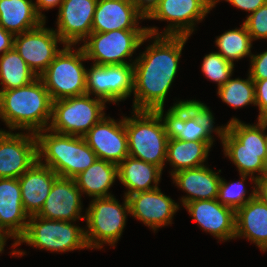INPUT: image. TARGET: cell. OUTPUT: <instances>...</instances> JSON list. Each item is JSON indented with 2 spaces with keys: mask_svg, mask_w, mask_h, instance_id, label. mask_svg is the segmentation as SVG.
Segmentation results:
<instances>
[{
  "mask_svg": "<svg viewBox=\"0 0 267 267\" xmlns=\"http://www.w3.org/2000/svg\"><path fill=\"white\" fill-rule=\"evenodd\" d=\"M151 45L135 60L133 110L155 111L164 107L178 71V62L187 36L151 35Z\"/></svg>",
  "mask_w": 267,
  "mask_h": 267,
  "instance_id": "6da1fadb",
  "label": "cell"
},
{
  "mask_svg": "<svg viewBox=\"0 0 267 267\" xmlns=\"http://www.w3.org/2000/svg\"><path fill=\"white\" fill-rule=\"evenodd\" d=\"M52 103L48 90L38 77L26 86L0 90V119L9 130L36 134L48 128Z\"/></svg>",
  "mask_w": 267,
  "mask_h": 267,
  "instance_id": "7a4b0ae2",
  "label": "cell"
},
{
  "mask_svg": "<svg viewBox=\"0 0 267 267\" xmlns=\"http://www.w3.org/2000/svg\"><path fill=\"white\" fill-rule=\"evenodd\" d=\"M258 121L257 124H246L232 118L222 126L219 138L224 155L238 168L239 174L251 176L249 179L256 185V179L266 174L267 134ZM254 173H259L254 177Z\"/></svg>",
  "mask_w": 267,
  "mask_h": 267,
  "instance_id": "3957f363",
  "label": "cell"
},
{
  "mask_svg": "<svg viewBox=\"0 0 267 267\" xmlns=\"http://www.w3.org/2000/svg\"><path fill=\"white\" fill-rule=\"evenodd\" d=\"M36 138L38 161L59 177L74 178L98 159L83 137L61 134L47 128L38 131Z\"/></svg>",
  "mask_w": 267,
  "mask_h": 267,
  "instance_id": "277c9868",
  "label": "cell"
},
{
  "mask_svg": "<svg viewBox=\"0 0 267 267\" xmlns=\"http://www.w3.org/2000/svg\"><path fill=\"white\" fill-rule=\"evenodd\" d=\"M155 111L162 119L168 139L204 141L211 147L214 142L211 134L214 131L219 137L222 128L213 126V113L206 104L198 100H180L165 115L164 107Z\"/></svg>",
  "mask_w": 267,
  "mask_h": 267,
  "instance_id": "5b68a950",
  "label": "cell"
},
{
  "mask_svg": "<svg viewBox=\"0 0 267 267\" xmlns=\"http://www.w3.org/2000/svg\"><path fill=\"white\" fill-rule=\"evenodd\" d=\"M131 117L124 116L129 156L154 164L162 170L166 162L168 136L156 111L133 110Z\"/></svg>",
  "mask_w": 267,
  "mask_h": 267,
  "instance_id": "8992f818",
  "label": "cell"
},
{
  "mask_svg": "<svg viewBox=\"0 0 267 267\" xmlns=\"http://www.w3.org/2000/svg\"><path fill=\"white\" fill-rule=\"evenodd\" d=\"M63 46L39 76L53 101L86 94L87 68L82 64L87 61L85 52L81 46L77 50L74 45Z\"/></svg>",
  "mask_w": 267,
  "mask_h": 267,
  "instance_id": "52a82bcc",
  "label": "cell"
},
{
  "mask_svg": "<svg viewBox=\"0 0 267 267\" xmlns=\"http://www.w3.org/2000/svg\"><path fill=\"white\" fill-rule=\"evenodd\" d=\"M127 214L130 215V207L126 196L122 205L114 195L93 198L85 213L88 247L101 249L103 244L115 247L126 225Z\"/></svg>",
  "mask_w": 267,
  "mask_h": 267,
  "instance_id": "ba28073f",
  "label": "cell"
},
{
  "mask_svg": "<svg viewBox=\"0 0 267 267\" xmlns=\"http://www.w3.org/2000/svg\"><path fill=\"white\" fill-rule=\"evenodd\" d=\"M71 223L64 220H49L37 215L30 216L24 234L12 246L15 248L25 242L33 248L61 253L89 249L85 229Z\"/></svg>",
  "mask_w": 267,
  "mask_h": 267,
  "instance_id": "9c48e42d",
  "label": "cell"
},
{
  "mask_svg": "<svg viewBox=\"0 0 267 267\" xmlns=\"http://www.w3.org/2000/svg\"><path fill=\"white\" fill-rule=\"evenodd\" d=\"M106 102L91 98L89 94L53 101L51 121L48 126L61 134L83 137L96 123L105 117Z\"/></svg>",
  "mask_w": 267,
  "mask_h": 267,
  "instance_id": "30bf717a",
  "label": "cell"
},
{
  "mask_svg": "<svg viewBox=\"0 0 267 267\" xmlns=\"http://www.w3.org/2000/svg\"><path fill=\"white\" fill-rule=\"evenodd\" d=\"M149 38L151 34H148L147 30L91 32L81 47L87 60H93L95 65L133 64L125 59L132 57Z\"/></svg>",
  "mask_w": 267,
  "mask_h": 267,
  "instance_id": "8fae6325",
  "label": "cell"
},
{
  "mask_svg": "<svg viewBox=\"0 0 267 267\" xmlns=\"http://www.w3.org/2000/svg\"><path fill=\"white\" fill-rule=\"evenodd\" d=\"M212 8L214 0H159L146 19L165 20L170 23L164 32H159L156 27H146L147 33L190 37L195 30V22L202 21Z\"/></svg>",
  "mask_w": 267,
  "mask_h": 267,
  "instance_id": "7c38bea8",
  "label": "cell"
},
{
  "mask_svg": "<svg viewBox=\"0 0 267 267\" xmlns=\"http://www.w3.org/2000/svg\"><path fill=\"white\" fill-rule=\"evenodd\" d=\"M133 78V64H93L86 74V94H93L105 102L126 100L133 92Z\"/></svg>",
  "mask_w": 267,
  "mask_h": 267,
  "instance_id": "4fadbf2b",
  "label": "cell"
},
{
  "mask_svg": "<svg viewBox=\"0 0 267 267\" xmlns=\"http://www.w3.org/2000/svg\"><path fill=\"white\" fill-rule=\"evenodd\" d=\"M45 23L33 30L14 35L13 47L37 77L61 51L57 48L58 42L64 44L55 30L45 28Z\"/></svg>",
  "mask_w": 267,
  "mask_h": 267,
  "instance_id": "5bb4252c",
  "label": "cell"
},
{
  "mask_svg": "<svg viewBox=\"0 0 267 267\" xmlns=\"http://www.w3.org/2000/svg\"><path fill=\"white\" fill-rule=\"evenodd\" d=\"M37 160L35 133L0 131V178H19Z\"/></svg>",
  "mask_w": 267,
  "mask_h": 267,
  "instance_id": "9a60e30c",
  "label": "cell"
},
{
  "mask_svg": "<svg viewBox=\"0 0 267 267\" xmlns=\"http://www.w3.org/2000/svg\"><path fill=\"white\" fill-rule=\"evenodd\" d=\"M83 138L98 159L119 165L129 156L124 117L115 121L105 116Z\"/></svg>",
  "mask_w": 267,
  "mask_h": 267,
  "instance_id": "2e32d148",
  "label": "cell"
},
{
  "mask_svg": "<svg viewBox=\"0 0 267 267\" xmlns=\"http://www.w3.org/2000/svg\"><path fill=\"white\" fill-rule=\"evenodd\" d=\"M98 0H63L58 9L55 32L64 45L84 41L92 30V21Z\"/></svg>",
  "mask_w": 267,
  "mask_h": 267,
  "instance_id": "e0dca14e",
  "label": "cell"
},
{
  "mask_svg": "<svg viewBox=\"0 0 267 267\" xmlns=\"http://www.w3.org/2000/svg\"><path fill=\"white\" fill-rule=\"evenodd\" d=\"M130 214L137 220L142 221L154 232L172 223V218L180 208L172 198L164 195L160 188L137 192L128 197Z\"/></svg>",
  "mask_w": 267,
  "mask_h": 267,
  "instance_id": "ac0fdd59",
  "label": "cell"
},
{
  "mask_svg": "<svg viewBox=\"0 0 267 267\" xmlns=\"http://www.w3.org/2000/svg\"><path fill=\"white\" fill-rule=\"evenodd\" d=\"M81 196L74 178L58 177L37 216L71 222L85 219V215L81 216L83 209Z\"/></svg>",
  "mask_w": 267,
  "mask_h": 267,
  "instance_id": "d6986e66",
  "label": "cell"
},
{
  "mask_svg": "<svg viewBox=\"0 0 267 267\" xmlns=\"http://www.w3.org/2000/svg\"><path fill=\"white\" fill-rule=\"evenodd\" d=\"M193 221L220 241L235 239V210L217 199L190 201L184 205Z\"/></svg>",
  "mask_w": 267,
  "mask_h": 267,
  "instance_id": "ffe728a7",
  "label": "cell"
},
{
  "mask_svg": "<svg viewBox=\"0 0 267 267\" xmlns=\"http://www.w3.org/2000/svg\"><path fill=\"white\" fill-rule=\"evenodd\" d=\"M142 19L146 17L131 0H98L91 32L147 30L146 27H139L138 21Z\"/></svg>",
  "mask_w": 267,
  "mask_h": 267,
  "instance_id": "44dd1931",
  "label": "cell"
},
{
  "mask_svg": "<svg viewBox=\"0 0 267 267\" xmlns=\"http://www.w3.org/2000/svg\"><path fill=\"white\" fill-rule=\"evenodd\" d=\"M28 221L18 178H0V229L16 243L24 234Z\"/></svg>",
  "mask_w": 267,
  "mask_h": 267,
  "instance_id": "7402d4cb",
  "label": "cell"
},
{
  "mask_svg": "<svg viewBox=\"0 0 267 267\" xmlns=\"http://www.w3.org/2000/svg\"><path fill=\"white\" fill-rule=\"evenodd\" d=\"M59 176L38 160L18 180L21 188L22 205L30 216L42 209L54 181Z\"/></svg>",
  "mask_w": 267,
  "mask_h": 267,
  "instance_id": "603a6c76",
  "label": "cell"
},
{
  "mask_svg": "<svg viewBox=\"0 0 267 267\" xmlns=\"http://www.w3.org/2000/svg\"><path fill=\"white\" fill-rule=\"evenodd\" d=\"M203 165L172 174L173 183L187 193L181 197L182 206L190 201L217 199L221 176Z\"/></svg>",
  "mask_w": 267,
  "mask_h": 267,
  "instance_id": "cb8c5ba5",
  "label": "cell"
},
{
  "mask_svg": "<svg viewBox=\"0 0 267 267\" xmlns=\"http://www.w3.org/2000/svg\"><path fill=\"white\" fill-rule=\"evenodd\" d=\"M244 237L267 251V205L254 196L235 211V238Z\"/></svg>",
  "mask_w": 267,
  "mask_h": 267,
  "instance_id": "d4e9b609",
  "label": "cell"
},
{
  "mask_svg": "<svg viewBox=\"0 0 267 267\" xmlns=\"http://www.w3.org/2000/svg\"><path fill=\"white\" fill-rule=\"evenodd\" d=\"M161 175L160 167L130 156L118 165V180L127 188L126 197L159 188Z\"/></svg>",
  "mask_w": 267,
  "mask_h": 267,
  "instance_id": "484cf974",
  "label": "cell"
},
{
  "mask_svg": "<svg viewBox=\"0 0 267 267\" xmlns=\"http://www.w3.org/2000/svg\"><path fill=\"white\" fill-rule=\"evenodd\" d=\"M118 179V165L97 159L89 168L74 177L81 194L92 198L110 197L109 189Z\"/></svg>",
  "mask_w": 267,
  "mask_h": 267,
  "instance_id": "4316f807",
  "label": "cell"
},
{
  "mask_svg": "<svg viewBox=\"0 0 267 267\" xmlns=\"http://www.w3.org/2000/svg\"><path fill=\"white\" fill-rule=\"evenodd\" d=\"M43 22L32 0H0V25L13 35L33 30Z\"/></svg>",
  "mask_w": 267,
  "mask_h": 267,
  "instance_id": "83f0119b",
  "label": "cell"
},
{
  "mask_svg": "<svg viewBox=\"0 0 267 267\" xmlns=\"http://www.w3.org/2000/svg\"><path fill=\"white\" fill-rule=\"evenodd\" d=\"M210 146L204 141H183L168 139L166 162H170L172 174L190 168L204 165L208 158Z\"/></svg>",
  "mask_w": 267,
  "mask_h": 267,
  "instance_id": "f1b7e54d",
  "label": "cell"
},
{
  "mask_svg": "<svg viewBox=\"0 0 267 267\" xmlns=\"http://www.w3.org/2000/svg\"><path fill=\"white\" fill-rule=\"evenodd\" d=\"M37 78L14 47L0 55V90L23 87Z\"/></svg>",
  "mask_w": 267,
  "mask_h": 267,
  "instance_id": "f546056e",
  "label": "cell"
},
{
  "mask_svg": "<svg viewBox=\"0 0 267 267\" xmlns=\"http://www.w3.org/2000/svg\"><path fill=\"white\" fill-rule=\"evenodd\" d=\"M220 53L227 61H234L244 57H251L252 38L243 23L241 27L225 31L215 40Z\"/></svg>",
  "mask_w": 267,
  "mask_h": 267,
  "instance_id": "4dcf8cb0",
  "label": "cell"
},
{
  "mask_svg": "<svg viewBox=\"0 0 267 267\" xmlns=\"http://www.w3.org/2000/svg\"><path fill=\"white\" fill-rule=\"evenodd\" d=\"M217 94L222 102L234 109L242 108L249 104H255V85L250 75L247 79H229L225 84L217 88Z\"/></svg>",
  "mask_w": 267,
  "mask_h": 267,
  "instance_id": "1f68e13d",
  "label": "cell"
},
{
  "mask_svg": "<svg viewBox=\"0 0 267 267\" xmlns=\"http://www.w3.org/2000/svg\"><path fill=\"white\" fill-rule=\"evenodd\" d=\"M240 181L228 183L221 177L219 183V190L217 195V201L222 205L228 206L235 211L244 206L250 199L256 195V185L253 187V191L246 197L247 190L245 189L244 182L247 179L246 174H240Z\"/></svg>",
  "mask_w": 267,
  "mask_h": 267,
  "instance_id": "d6a6232c",
  "label": "cell"
},
{
  "mask_svg": "<svg viewBox=\"0 0 267 267\" xmlns=\"http://www.w3.org/2000/svg\"><path fill=\"white\" fill-rule=\"evenodd\" d=\"M202 72L207 79L216 82L218 88L232 76L234 64L227 61L220 53L211 52L203 58Z\"/></svg>",
  "mask_w": 267,
  "mask_h": 267,
  "instance_id": "836d02e7",
  "label": "cell"
},
{
  "mask_svg": "<svg viewBox=\"0 0 267 267\" xmlns=\"http://www.w3.org/2000/svg\"><path fill=\"white\" fill-rule=\"evenodd\" d=\"M250 34L252 41L267 39V2L255 12L246 17L243 22Z\"/></svg>",
  "mask_w": 267,
  "mask_h": 267,
  "instance_id": "e575fe53",
  "label": "cell"
},
{
  "mask_svg": "<svg viewBox=\"0 0 267 267\" xmlns=\"http://www.w3.org/2000/svg\"><path fill=\"white\" fill-rule=\"evenodd\" d=\"M249 75L253 81L267 79V51L250 57Z\"/></svg>",
  "mask_w": 267,
  "mask_h": 267,
  "instance_id": "d590c367",
  "label": "cell"
},
{
  "mask_svg": "<svg viewBox=\"0 0 267 267\" xmlns=\"http://www.w3.org/2000/svg\"><path fill=\"white\" fill-rule=\"evenodd\" d=\"M255 85V104L259 107L257 119L267 111V79L253 81Z\"/></svg>",
  "mask_w": 267,
  "mask_h": 267,
  "instance_id": "8d00e7d4",
  "label": "cell"
},
{
  "mask_svg": "<svg viewBox=\"0 0 267 267\" xmlns=\"http://www.w3.org/2000/svg\"><path fill=\"white\" fill-rule=\"evenodd\" d=\"M219 1L220 0H214V7ZM225 1L229 2L236 8L249 12V14L250 13L252 14L267 2V0H225Z\"/></svg>",
  "mask_w": 267,
  "mask_h": 267,
  "instance_id": "74e56055",
  "label": "cell"
},
{
  "mask_svg": "<svg viewBox=\"0 0 267 267\" xmlns=\"http://www.w3.org/2000/svg\"><path fill=\"white\" fill-rule=\"evenodd\" d=\"M14 45V35L11 32L6 31L0 25V54H4L13 48Z\"/></svg>",
  "mask_w": 267,
  "mask_h": 267,
  "instance_id": "f35d334b",
  "label": "cell"
},
{
  "mask_svg": "<svg viewBox=\"0 0 267 267\" xmlns=\"http://www.w3.org/2000/svg\"><path fill=\"white\" fill-rule=\"evenodd\" d=\"M62 2L63 0H36L34 6L37 14L45 21L46 16L42 14V10H49L57 6L60 8Z\"/></svg>",
  "mask_w": 267,
  "mask_h": 267,
  "instance_id": "ab89813d",
  "label": "cell"
},
{
  "mask_svg": "<svg viewBox=\"0 0 267 267\" xmlns=\"http://www.w3.org/2000/svg\"><path fill=\"white\" fill-rule=\"evenodd\" d=\"M136 8L147 17L157 6L159 0H131Z\"/></svg>",
  "mask_w": 267,
  "mask_h": 267,
  "instance_id": "60d3db41",
  "label": "cell"
},
{
  "mask_svg": "<svg viewBox=\"0 0 267 267\" xmlns=\"http://www.w3.org/2000/svg\"><path fill=\"white\" fill-rule=\"evenodd\" d=\"M256 196L267 205V173L256 179Z\"/></svg>",
  "mask_w": 267,
  "mask_h": 267,
  "instance_id": "b9f144b4",
  "label": "cell"
},
{
  "mask_svg": "<svg viewBox=\"0 0 267 267\" xmlns=\"http://www.w3.org/2000/svg\"><path fill=\"white\" fill-rule=\"evenodd\" d=\"M9 237L0 229V253L4 251V247L6 245V240Z\"/></svg>",
  "mask_w": 267,
  "mask_h": 267,
  "instance_id": "7bdbcfd3",
  "label": "cell"
},
{
  "mask_svg": "<svg viewBox=\"0 0 267 267\" xmlns=\"http://www.w3.org/2000/svg\"><path fill=\"white\" fill-rule=\"evenodd\" d=\"M258 121L267 129V111L264 112L259 118Z\"/></svg>",
  "mask_w": 267,
  "mask_h": 267,
  "instance_id": "ee69618b",
  "label": "cell"
}]
</instances>
